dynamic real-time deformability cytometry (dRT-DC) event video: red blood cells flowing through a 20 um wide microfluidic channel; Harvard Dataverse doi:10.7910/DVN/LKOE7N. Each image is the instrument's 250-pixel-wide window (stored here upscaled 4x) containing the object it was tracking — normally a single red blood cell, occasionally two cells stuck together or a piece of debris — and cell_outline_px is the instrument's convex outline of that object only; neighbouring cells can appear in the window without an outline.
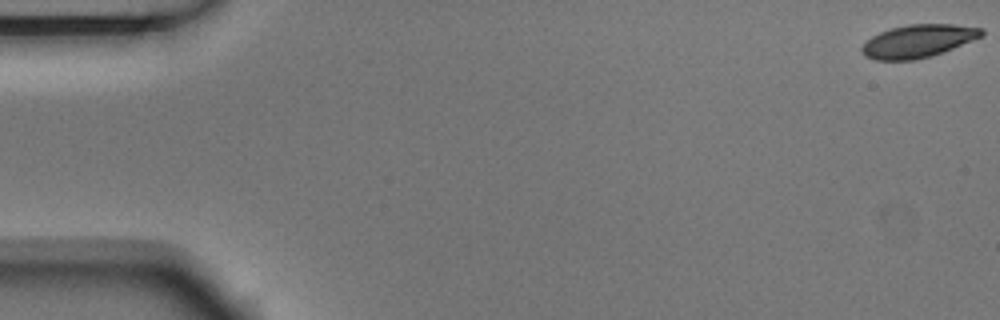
{"species": "Egyptian fruit bat (a non-hibernating species)", "species_latin": "Rousettus aegyptiacus", "temperature_condition": "room temperature", "stored_images_in_passage": 3, "camera_frame_rate_fps": 3000, "um_per_image_px": 0.085, "animal": {"sex": "male"}, "frame": {"image": 1, "passage_image": 1, "time_ms": 0.0, "image_size_px": [1000, 320], "cell_outline_px": [[984, 36], [932, 56], [916, 60], [876, 60], [864, 56], [860, 48], [872, 36], [880, 32], [892, 28], [908, 24], [952, 24], [984, 28]], "centroid_in_image_um": [78.06, 3.49], "position_along_channel_um": 6.9, "area_um2": 23.0}}